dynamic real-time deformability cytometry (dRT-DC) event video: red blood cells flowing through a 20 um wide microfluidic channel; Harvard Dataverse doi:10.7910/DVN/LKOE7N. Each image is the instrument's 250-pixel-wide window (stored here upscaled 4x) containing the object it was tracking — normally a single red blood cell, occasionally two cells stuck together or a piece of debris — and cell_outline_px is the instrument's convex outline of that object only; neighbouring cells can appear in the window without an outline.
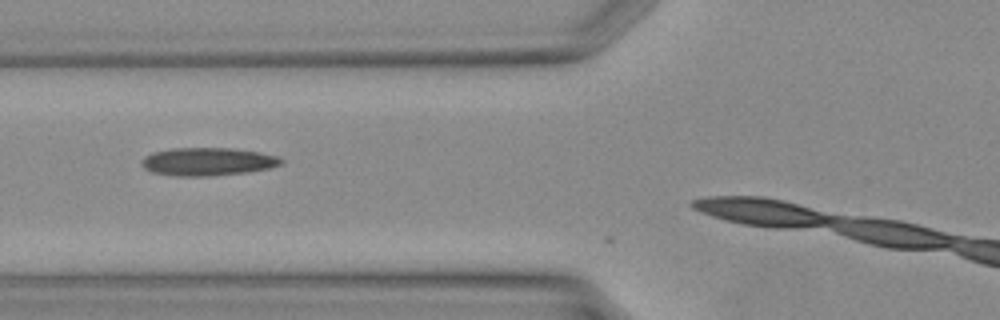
{"species": "Egyptian fruit bat (a non-hibernating species)", "species_latin": "Rousettus aegyptiacus", "temperature_condition": "warm", "stored_images_in_passage": 4, "camera_frame_rate_fps": 3000, "um_per_image_px": 0.085, "animal": {"sex": "female"}, "frame": {"image": 1, "passage_image": 2, "time_ms": 0.333, "image_size_px": [1000, 320], "cell_outline_px": [[284, 160], [280, 164], [268, 168], [244, 172], [208, 176], [176, 176], [152, 172], [144, 168], [140, 164], [140, 160], [144, 156], [152, 152], [176, 148], [232, 148], [280, 156]], "centroid_in_image_um": [17.6, 13.73], "position_along_channel_um": 108.2, "area_um2": 22.66}}